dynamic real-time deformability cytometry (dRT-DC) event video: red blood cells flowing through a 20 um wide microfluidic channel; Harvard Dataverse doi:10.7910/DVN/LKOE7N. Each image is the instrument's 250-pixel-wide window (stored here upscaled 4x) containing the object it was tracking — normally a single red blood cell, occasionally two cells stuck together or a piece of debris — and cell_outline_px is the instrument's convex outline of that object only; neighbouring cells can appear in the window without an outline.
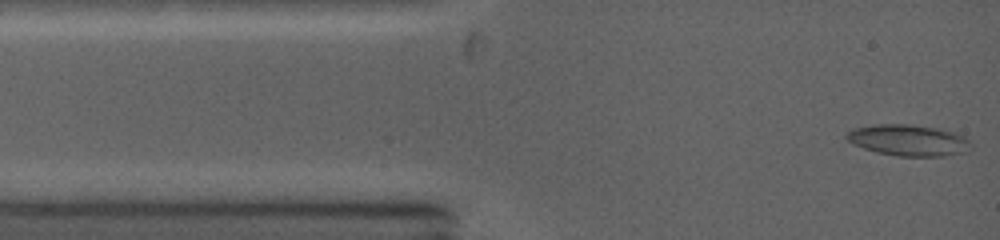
{"species": "common noctule bat (a hibernating species)", "species_latin": "Nyctalus noctula", "temperature_condition": "warm", "stored_images_in_passage": 25, "camera_frame_rate_fps": 5000, "um_per_image_px": 0.085, "animal": {"sex": "female", "body_mass_g": 19.0, "forearm_length_mm": 53.3}, "frame": {"image": 1, "passage_image": 1, "time_ms": 0.0, "image_size_px": [1000, 240], "cell_outline_px": [[972, 148], [968, 152], [944, 156], [896, 156], [876, 152], [852, 144], [844, 136], [848, 132], [856, 128], [872, 124], [908, 124], [936, 128], [952, 132], [964, 136], [972, 144]], "centroid_in_image_um": [77.23, 11.93], "position_along_channel_um": 7.8, "area_um2": 22.72}}
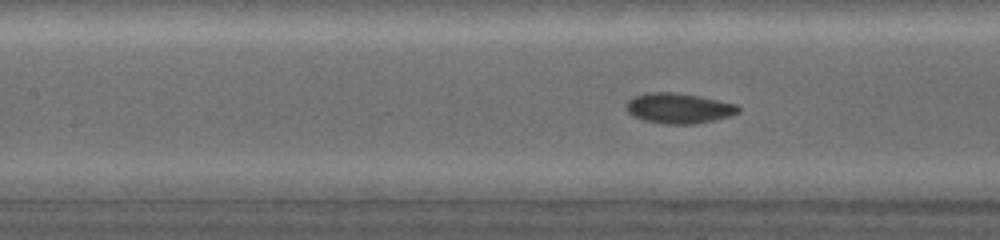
{"frame": {"image": 2, "passage_image": 17, "time_ms": 4.6, "image_size_px": [1000, 240], "cell_outline_px": [[740, 112], [716, 120], [696, 124], [660, 124], [644, 120], [632, 116], [628, 112], [628, 100], [636, 96], [656, 92], [668, 92], [696, 96], [736, 104], [740, 108]], "centroid_in_image_um": [57.71, 9.23], "position_along_channel_um": 149.7, "area_um2": 19.42}}
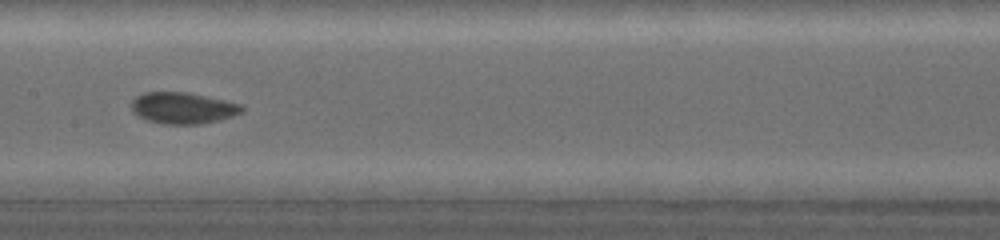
{"frame": {"image": 3, "passage_image": 20, "time_ms": 5.6, "image_size_px": [1000, 240], "cell_outline_px": [[244, 112], [220, 120], [200, 124], [164, 124], [144, 120], [132, 112], [132, 100], [136, 96], [148, 92], [184, 92], [240, 104], [244, 108]], "centroid_in_image_um": [15.51, 9.2], "position_along_channel_um": 191.9, "area_um2": 20.06}}